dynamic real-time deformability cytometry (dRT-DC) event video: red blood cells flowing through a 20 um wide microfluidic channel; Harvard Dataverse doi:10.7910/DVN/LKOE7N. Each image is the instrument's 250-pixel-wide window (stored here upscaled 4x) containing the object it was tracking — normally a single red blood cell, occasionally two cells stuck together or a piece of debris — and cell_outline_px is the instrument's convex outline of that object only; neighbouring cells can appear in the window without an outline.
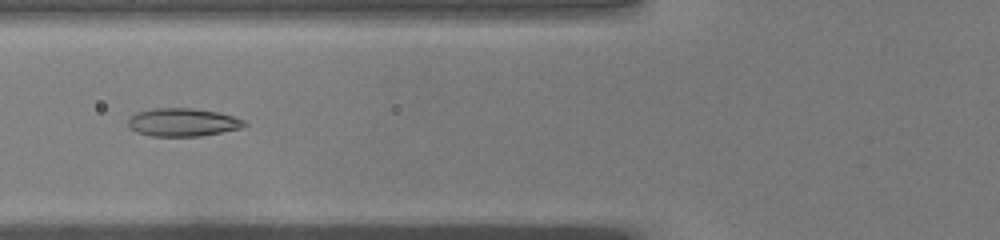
{"species": "common noctule bat (a hibernating species)", "species_latin": "Nyctalus noctula", "temperature_condition": "warm", "stored_images_in_passage": 34, "camera_frame_rate_fps": 3000, "um_per_image_px": 0.085, "animal": {"sex": "male", "body_mass_g": 19.0, "forearm_length_mm": 50.8}, "frame": {"image": 1, "passage_image": 4, "time_ms": 1.0, "image_size_px": [1000, 240], "cell_outline_px": [[248, 124], [244, 128], [224, 132], [200, 136], [152, 136], [136, 132], [128, 124], [128, 120], [136, 112], [156, 108], [192, 108], [216, 112], [232, 116], [244, 120]], "centroid_in_image_um": [15.57, 10.4], "position_along_channel_um": 110.2, "area_um2": 19.02}}
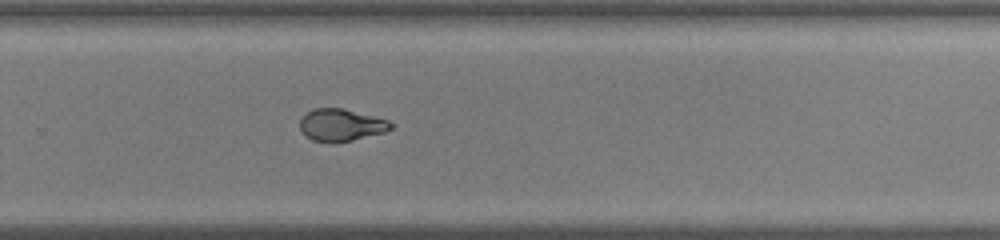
{"frame": {"image": 2, "passage_image": 18, "time_ms": 5.667, "image_size_px": [1000, 240], "cell_outline_px": [[396, 124], [392, 128], [384, 132], [336, 144], [332, 144], [312, 140], [304, 136], [300, 128], [300, 120], [308, 112], [316, 108], [344, 108], [388, 120]], "centroid_in_image_um": [29.0, 10.65], "position_along_channel_um": 300.8, "area_um2": 17.28}}
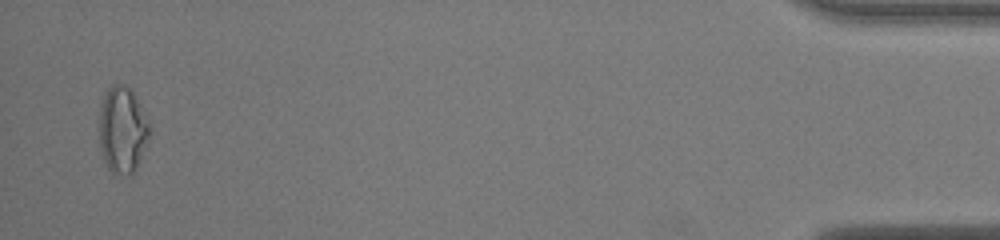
{"frame": {"image": 3, "passage_image": 33, "time_ms": 10.667, "image_size_px": [1000, 240], "cell_outline_px": [[148, 140], [140, 160], [132, 176], [124, 176], [112, 172], [108, 168], [104, 160], [100, 148], [100, 104], [108, 88], [112, 84], [124, 84], [132, 88], [148, 120]], "centroid_in_image_um": [10.41, 11.03], "position_along_channel_um": 424.8, "area_um2": 25.43}}